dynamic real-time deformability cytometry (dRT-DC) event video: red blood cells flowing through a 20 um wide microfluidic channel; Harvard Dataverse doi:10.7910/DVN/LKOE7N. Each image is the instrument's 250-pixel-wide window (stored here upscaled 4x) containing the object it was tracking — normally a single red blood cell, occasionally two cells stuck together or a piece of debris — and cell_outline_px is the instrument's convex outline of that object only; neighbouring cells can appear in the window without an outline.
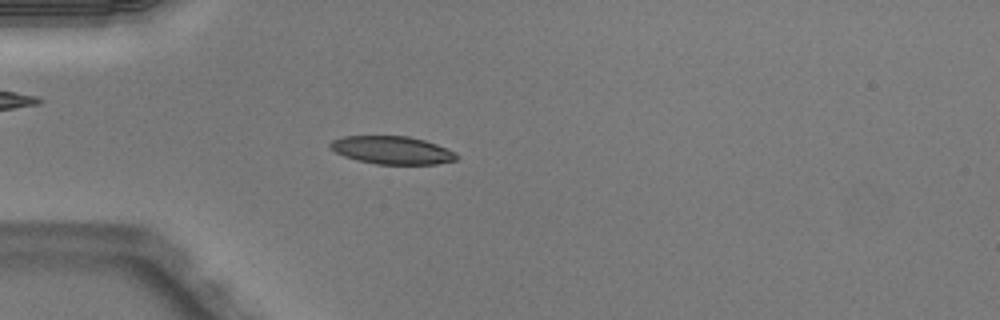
{"species": "Egyptian fruit bat (a non-hibernating species)", "species_latin": "Rousettus aegyptiacus", "temperature_condition": "warm", "stored_images_in_passage": 38, "camera_frame_rate_fps": 3000, "um_per_image_px": 0.085, "animal": {"sex": "male"}, "frame": {"image": 1, "passage_image": 3, "time_ms": 0.667, "image_size_px": [1000, 320], "cell_outline_px": [[460, 156], [456, 160], [436, 164], [376, 164], [356, 160], [344, 156], [328, 148], [328, 144], [332, 140], [344, 136], [408, 136], [424, 140], [436, 144], [456, 152]], "centroid_in_image_um": [33.32, 12.76], "position_along_channel_um": 51.7, "area_um2": 20.69}}
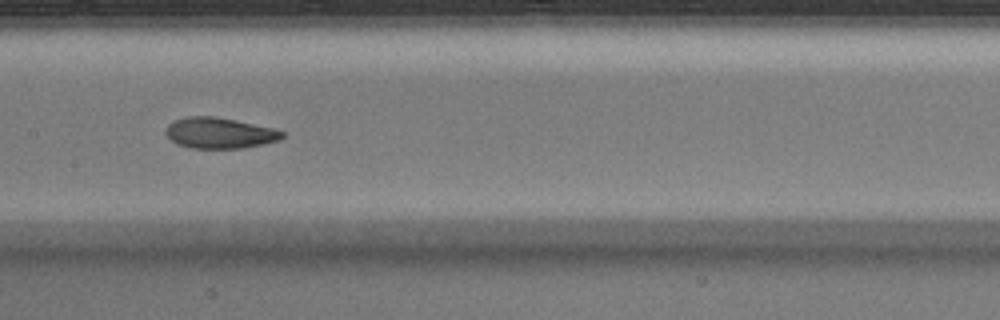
{"frame": {"image": 2, "passage_image": 14, "time_ms": 4.333, "image_size_px": [1000, 320], "cell_outline_px": [[284, 136], [280, 140], [264, 144], [244, 148], [192, 148], [176, 144], [164, 132], [168, 124], [172, 120], [184, 116], [216, 116], [276, 128], [284, 132]], "centroid_in_image_um": [18.67, 11.29], "position_along_channel_um": 188.7, "area_um2": 21.27}}
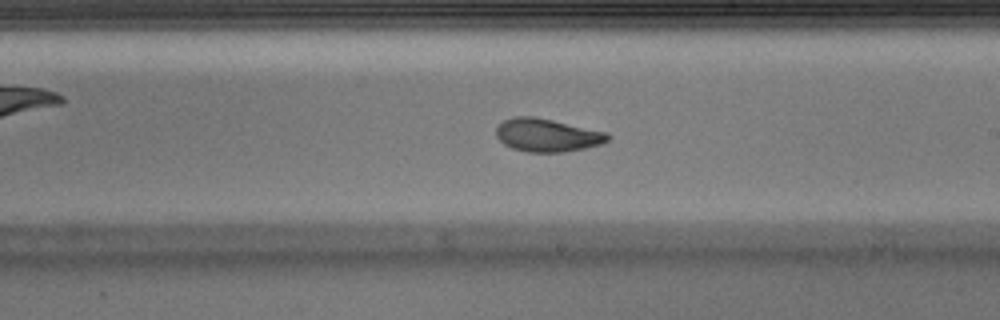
{"frame": {"image": 3, "passage_image": 18, "time_ms": 5.667, "image_size_px": [1000, 320], "cell_outline_px": [[612, 136], [608, 140], [600, 144], [584, 148], [564, 152], [528, 152], [512, 148], [504, 144], [496, 136], [496, 128], [504, 120], [516, 116], [532, 116], [552, 120], [608, 132]], "centroid_in_image_um": [46.52, 11.49], "position_along_channel_um": 242.5, "area_um2": 21.44}, "authors_computed_cell_mechanics": {"area_um2": 21.7039, "velocity_mm_per_s": 4.0404, "shape_relaxation_time_tau1_ms": 3.2212, "shape_relaxation_time_tau2_ms": 2.244, "deformation_change_tau1": 0.141, "deformation_change_tau2": 0.0812}}